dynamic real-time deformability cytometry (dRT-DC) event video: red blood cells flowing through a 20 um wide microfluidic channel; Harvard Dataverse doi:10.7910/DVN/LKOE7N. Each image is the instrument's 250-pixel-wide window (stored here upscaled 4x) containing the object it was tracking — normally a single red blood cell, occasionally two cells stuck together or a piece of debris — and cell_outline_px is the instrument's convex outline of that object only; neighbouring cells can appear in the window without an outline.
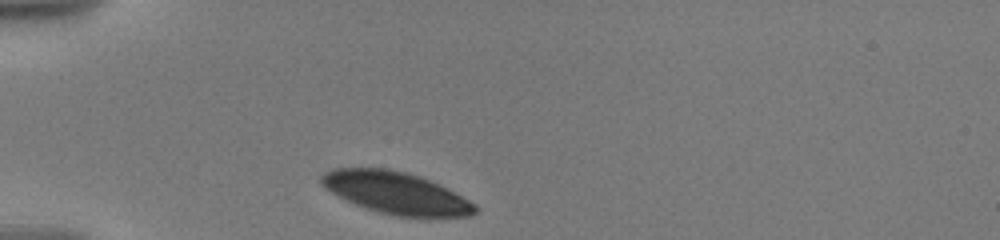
{"species": "human", "species_latin": "Homo sapiens", "temperature_condition": "warm", "stored_images_in_passage": 4, "camera_frame_rate_fps": 3000, "um_per_image_px": 0.085, "donor": {"sex": "male"}, "frame": {"image": 1, "passage_image": 1, "time_ms": 0.0, "image_size_px": [1000, 240], "cell_outline_px": [[476, 212], [472, 216], [424, 220], [396, 216], [380, 212], [356, 204], [332, 192], [320, 184], [320, 176], [324, 172], [332, 168], [384, 168], [408, 172], [420, 176], [476, 204]], "centroid_in_image_um": [33.7, 16.44], "position_along_channel_um": 51.3, "area_um2": 37.92}}
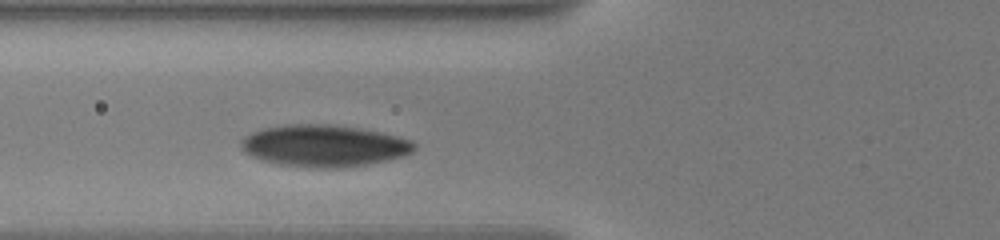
{"frame": {"image": 2, "passage_image": 4, "time_ms": 2.0, "image_size_px": [1000, 240], "cell_outline_px": [[416, 148], [412, 152], [388, 160], [368, 164], [340, 168], [308, 168], [276, 164], [252, 156], [244, 152], [240, 148], [240, 140], [244, 136], [252, 132], [264, 128], [284, 124], [328, 124], [356, 128], [376, 132], [412, 140], [416, 144]], "centroid_in_image_um": [27.48, 12.4], "position_along_channel_um": 98.3, "area_um2": 42.19}}